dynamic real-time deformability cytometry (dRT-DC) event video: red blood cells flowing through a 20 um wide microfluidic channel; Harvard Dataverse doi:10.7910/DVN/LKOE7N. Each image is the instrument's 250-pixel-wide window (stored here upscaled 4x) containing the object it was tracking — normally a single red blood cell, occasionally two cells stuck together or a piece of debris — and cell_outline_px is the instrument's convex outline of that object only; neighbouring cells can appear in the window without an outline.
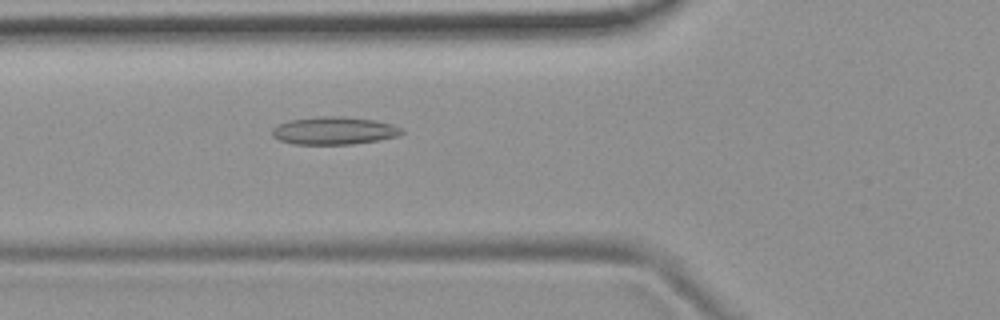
{"species": "common noctule bat (a hibernating species)", "species_latin": "Nyctalus noctula", "temperature_condition": "room temperature", "stored_images_in_passage": 52, "camera_frame_rate_fps": 3000, "um_per_image_px": 0.085, "animal": {"sex": "female", "body_mass_g": 19.9}, "frame": {"image": 1, "passage_image": 19, "time_ms": 6.0, "image_size_px": [1000, 320], "cell_outline_px": [[404, 132], [396, 136], [380, 140], [352, 144], [292, 144], [280, 140], [272, 136], [272, 128], [276, 124], [288, 120], [320, 116], [340, 116], [376, 120], [392, 124], [404, 128]], "centroid_in_image_um": [28.39, 11.1], "position_along_channel_um": 97.4, "area_um2": 21.15}}
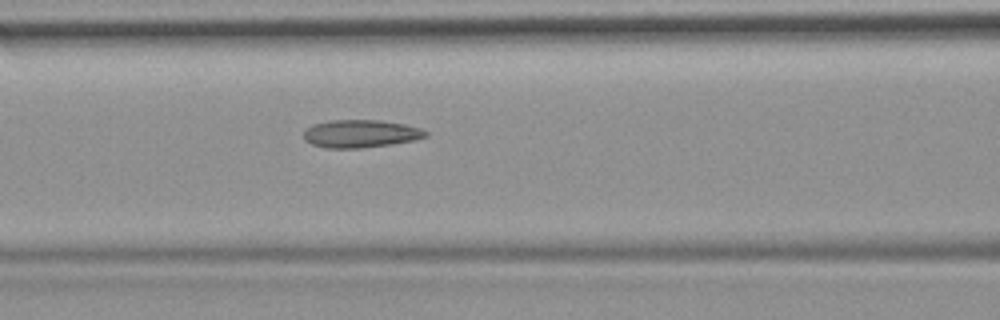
{"frame": {"image": 2, "passage_image": 22, "time_ms": 7.0, "image_size_px": [1000, 320], "cell_outline_px": [[428, 136], [416, 140], [392, 144], [360, 148], [324, 148], [312, 144], [304, 140], [304, 132], [312, 124], [328, 120], [380, 120], [404, 124], [420, 128], [428, 132]], "centroid_in_image_um": [30.66, 11.36], "position_along_channel_um": 135.9, "area_um2": 19.88}}
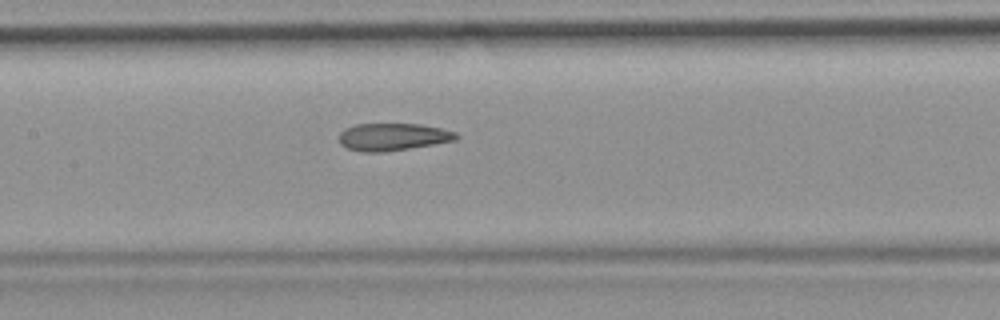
{"frame": {"image": 3, "passage_image": 25, "time_ms": 8.0, "image_size_px": [1000, 320], "cell_outline_px": [[460, 136], [456, 140], [408, 148], [380, 152], [364, 152], [348, 148], [340, 144], [340, 132], [344, 128], [356, 124], [420, 124], [440, 128], [456, 132]], "centroid_in_image_um": [33.39, 11.62], "position_along_channel_um": 174.0, "area_um2": 18.5}, "authors_computed_cell_mechanics": {"area_um2": 19.9121, "velocity_mm_per_s": 3.8072, "shape_relaxation_time_tau1_ms": null, "shape_relaxation_time_tau2_ms": 2.3961, "deformation_change_tau1": null, "deformation_change_tau2": 0.1092}}